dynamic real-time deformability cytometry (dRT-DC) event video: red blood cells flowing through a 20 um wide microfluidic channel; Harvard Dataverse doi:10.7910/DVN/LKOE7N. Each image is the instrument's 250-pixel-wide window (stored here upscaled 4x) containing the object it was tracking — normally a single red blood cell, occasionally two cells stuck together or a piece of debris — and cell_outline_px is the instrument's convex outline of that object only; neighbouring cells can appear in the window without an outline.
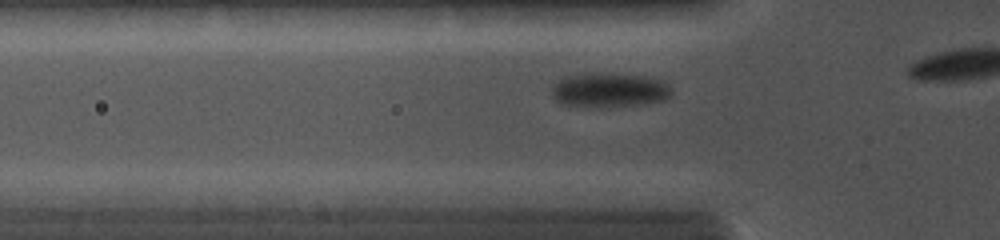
{"species": "common noctule bat (a hibernating species)", "species_latin": "Nyctalus noctula", "temperature_condition": "cold", "stored_images_in_passage": 8, "camera_frame_rate_fps": 5000, "um_per_image_px": 0.085, "animal": {"sex": "female", "body_mass_g": 19.0, "forearm_length_mm": 56.7}, "frame": {"image": 1, "passage_image": 5, "time_ms": 1.6, "image_size_px": [1000, 240], "cell_outline_px": [[672, 96], [664, 100], [644, 104], [604, 108], [592, 108], [560, 104], [552, 96], [552, 88], [560, 80], [568, 76], [592, 72], [608, 72], [644, 76], [660, 80], [668, 84], [672, 92]], "centroid_in_image_um": [51.8, 7.67], "position_along_channel_um": 74.0, "area_um2": 24.62}}
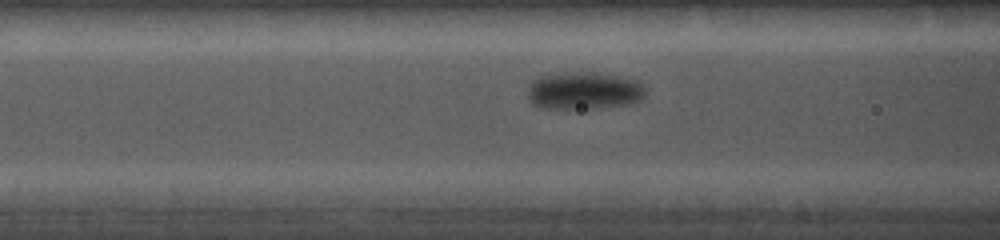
{"frame": {"image": 2, "passage_image": 7, "time_ms": 2.6, "image_size_px": [1000, 240], "cell_outline_px": [[644, 96], [640, 100], [628, 104], [600, 108], [536, 108], [528, 100], [528, 88], [532, 80], [540, 76], [564, 72], [596, 72], [620, 76], [640, 80], [644, 88]], "centroid_in_image_um": [49.62, 7.7], "position_along_channel_um": 117.0, "area_um2": 26.13}}